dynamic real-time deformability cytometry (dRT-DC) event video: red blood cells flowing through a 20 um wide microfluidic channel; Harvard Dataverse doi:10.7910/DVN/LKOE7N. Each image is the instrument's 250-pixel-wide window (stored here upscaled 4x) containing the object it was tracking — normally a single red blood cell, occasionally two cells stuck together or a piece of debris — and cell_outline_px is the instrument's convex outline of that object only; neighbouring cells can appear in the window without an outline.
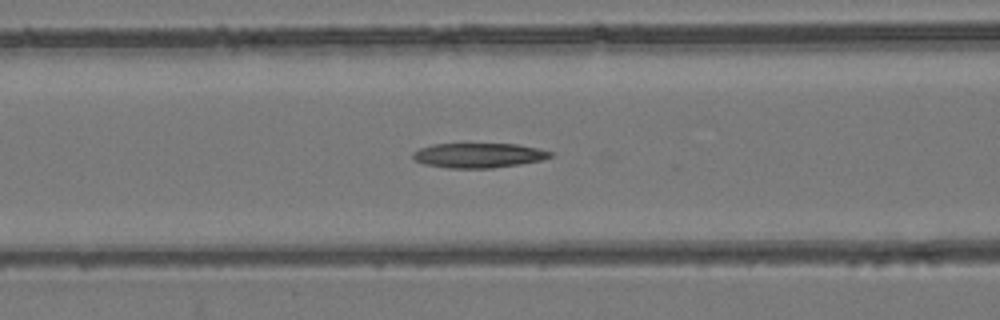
{"species": "common noctule bat (a hibernating species)", "species_latin": "Nyctalus noctula", "temperature_condition": "room temperature", "stored_images_in_passage": 35, "camera_frame_rate_fps": 3000, "um_per_image_px": 0.085, "animal": {"sex": "female", "body_mass_g": 24.6, "forearm_length_mm": 56.2}, "frame": {"image": 1, "passage_image": 22, "time_ms": 7.0, "image_size_px": [1000, 320], "cell_outline_px": [[552, 156], [544, 160], [520, 164], [492, 168], [448, 168], [424, 164], [412, 160], [412, 152], [420, 148], [432, 144], [516, 144], [540, 148], [552, 152]], "centroid_in_image_um": [40.67, 13.21], "position_along_channel_um": 125.9, "area_um2": 20.0}}
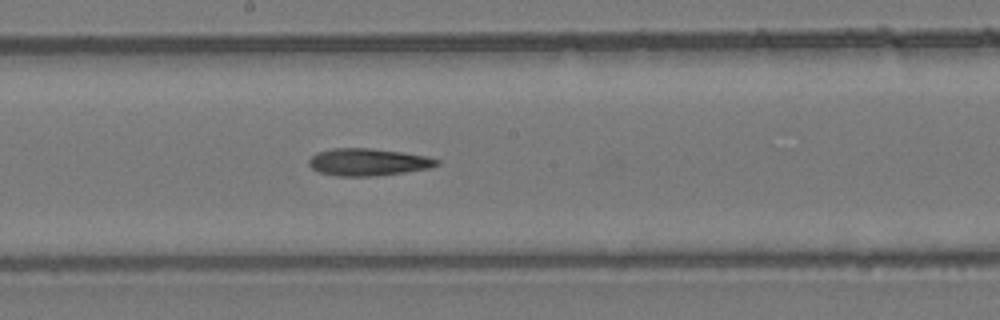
{"frame": {"image": 2, "passage_image": 29, "time_ms": 9.333, "image_size_px": [1000, 320], "cell_outline_px": [[440, 164], [432, 168], [376, 176], [336, 176], [320, 172], [312, 168], [308, 164], [308, 160], [316, 152], [332, 148], [372, 148], [404, 152], [424, 156], [440, 160]], "centroid_in_image_um": [31.29, 13.77], "position_along_channel_um": 216.9, "area_um2": 20.46}}
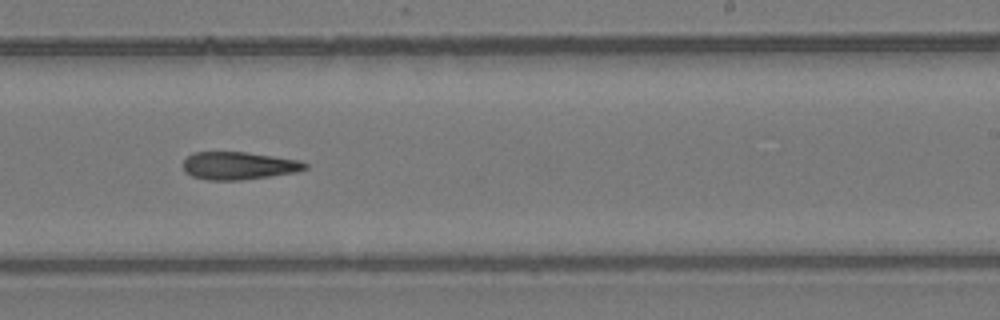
{"frame": {"image": 3, "passage_image": 33, "time_ms": 10.667, "image_size_px": [1000, 320], "cell_outline_px": [[308, 168], [296, 172], [240, 180], [208, 180], [192, 176], [184, 172], [184, 160], [192, 152], [244, 152], [300, 160], [308, 164]], "centroid_in_image_um": [20.28, 14.08], "position_along_channel_um": 268.7, "area_um2": 19.59}}